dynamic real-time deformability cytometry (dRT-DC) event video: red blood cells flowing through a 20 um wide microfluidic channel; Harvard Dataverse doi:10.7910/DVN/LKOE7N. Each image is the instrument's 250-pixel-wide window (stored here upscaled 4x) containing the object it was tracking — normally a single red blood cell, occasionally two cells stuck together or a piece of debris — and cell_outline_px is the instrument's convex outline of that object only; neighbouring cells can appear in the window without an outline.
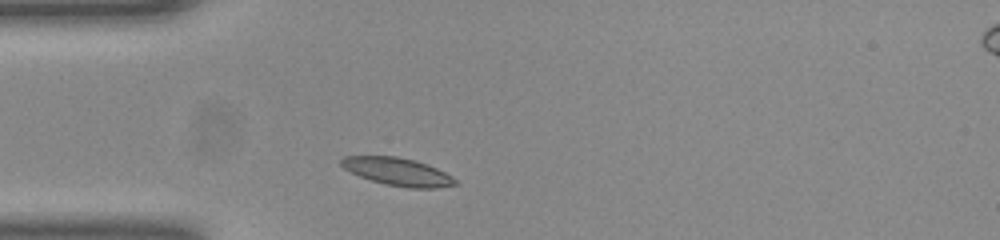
{"species": "common noctule bat (a hibernating species)", "species_latin": "Nyctalus noctula", "temperature_condition": "room temperature", "stored_images_in_passage": 20, "camera_frame_rate_fps": 3000, "um_per_image_px": 0.085, "animal": {"sex": "female", "body_mass_g": 23.0, "forearm_length_mm": 53.4}, "frame": {"image": 1, "passage_image": 1, "time_ms": 0.0, "image_size_px": [1000, 240], "cell_outline_px": [[460, 184], [436, 188], [408, 188], [384, 184], [360, 176], [344, 168], [340, 164], [340, 160], [344, 156], [396, 156], [416, 160], [436, 168], [452, 176]], "centroid_in_image_um": [33.82, 14.59], "position_along_channel_um": 51.2, "area_um2": 18.44}}
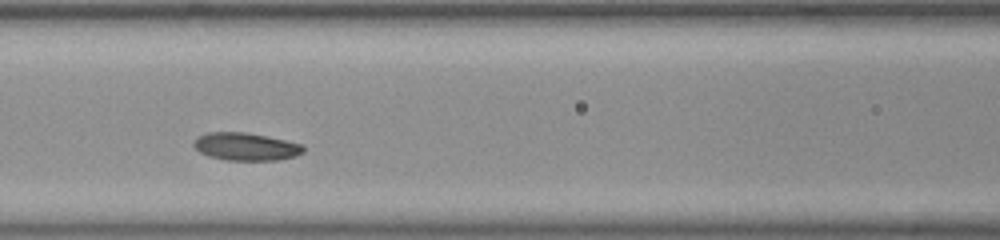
{"frame": {"image": 2, "passage_image": 9, "time_ms": 2.667, "image_size_px": [1000, 240], "cell_outline_px": [[304, 152], [296, 156], [280, 160], [224, 160], [208, 156], [200, 152], [192, 144], [196, 136], [208, 132], [244, 132], [304, 144]], "centroid_in_image_um": [20.88, 12.47], "position_along_channel_um": 145.7, "area_um2": 17.8}}
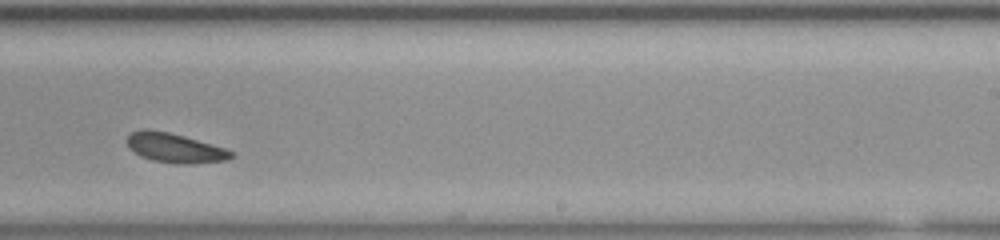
{"frame": {"image": 3, "passage_image": 19, "time_ms": 6.0, "image_size_px": [1000, 240], "cell_outline_px": [[236, 156], [228, 160], [192, 164], [176, 164], [152, 160], [140, 156], [128, 148], [124, 140], [132, 132], [168, 132], [184, 136], [212, 144], [224, 148], [232, 152]], "centroid_in_image_um": [14.9, 12.62], "position_along_channel_um": 274.1, "area_um2": 17.57}}